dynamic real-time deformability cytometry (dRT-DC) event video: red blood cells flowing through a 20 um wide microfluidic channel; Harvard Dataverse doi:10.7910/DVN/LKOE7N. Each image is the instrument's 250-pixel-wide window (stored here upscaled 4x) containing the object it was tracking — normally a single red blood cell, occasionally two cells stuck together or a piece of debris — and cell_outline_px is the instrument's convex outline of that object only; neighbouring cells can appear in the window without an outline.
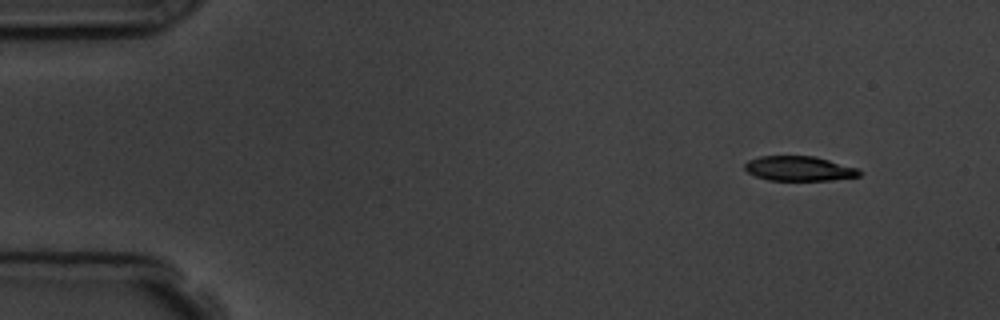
{"species": "common noctule bat (a hibernating species)", "species_latin": "Nyctalus noctula", "temperature_condition": "room temperature", "stored_images_in_passage": 4, "camera_frame_rate_fps": 3000, "um_per_image_px": 0.085, "animal": {"sex": "male", "body_mass_g": 19.5, "forearm_length_mm": 54.6}, "frame": {"image": 1, "passage_image": 1, "time_ms": 0.0, "image_size_px": [1000, 320], "cell_outline_px": [[864, 172], [860, 176], [832, 180], [768, 180], [756, 176], [748, 172], [744, 168], [744, 164], [748, 160], [760, 156], [816, 156], [856, 168]], "centroid_in_image_um": [67.93, 14.32], "position_along_channel_um": 17.1, "area_um2": 16.53}}
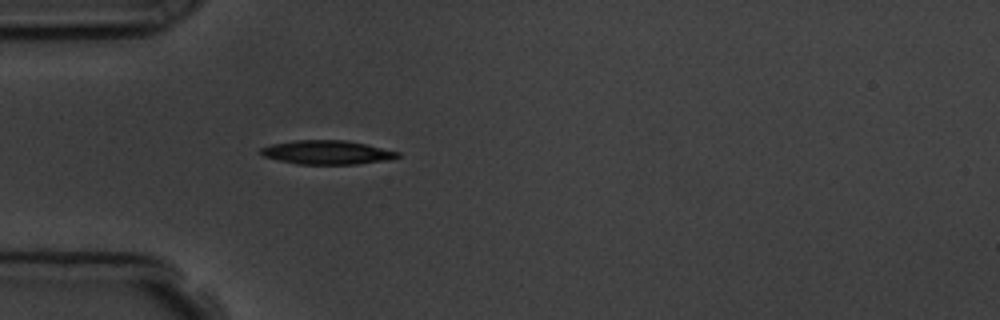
{"frame": {"image": 2, "passage_image": 4, "time_ms": 3.667, "image_size_px": [1000, 320], "cell_outline_px": [[400, 156], [388, 160], [356, 164], [296, 164], [264, 156], [260, 152], [260, 148], [272, 144], [296, 140], [348, 140], [368, 144], [400, 152]], "centroid_in_image_um": [27.84, 12.94], "position_along_channel_um": 57.2, "area_um2": 19.07}}